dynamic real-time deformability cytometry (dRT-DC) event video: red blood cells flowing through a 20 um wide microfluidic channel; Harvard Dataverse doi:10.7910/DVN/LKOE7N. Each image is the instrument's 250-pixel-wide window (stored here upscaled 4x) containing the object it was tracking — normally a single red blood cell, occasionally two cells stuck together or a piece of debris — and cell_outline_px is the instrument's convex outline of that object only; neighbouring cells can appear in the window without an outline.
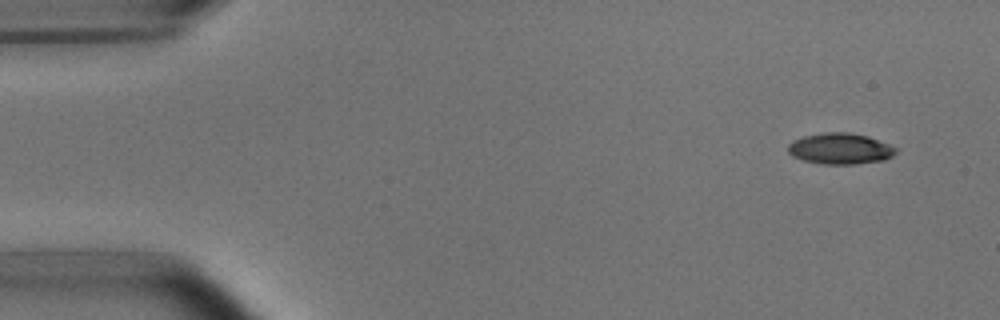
{"species": "common noctule bat (a hibernating species)", "species_latin": "Nyctalus noctula", "temperature_condition": "room temperature", "stored_images_in_passage": 7, "camera_frame_rate_fps": 3000, "um_per_image_px": 0.085, "animal": {"sex": "male", "body_mass_g": 15.6}, "frame": {"image": 1, "passage_image": 1, "time_ms": 0.0, "image_size_px": [1000, 320], "cell_outline_px": [[900, 148], [892, 156], [884, 160], [852, 164], [820, 164], [804, 160], [792, 156], [788, 152], [788, 144], [792, 140], [804, 136], [824, 132], [848, 132], [868, 136]], "centroid_in_image_um": [71.43, 12.63], "position_along_channel_um": 13.6, "area_um2": 19.65}}
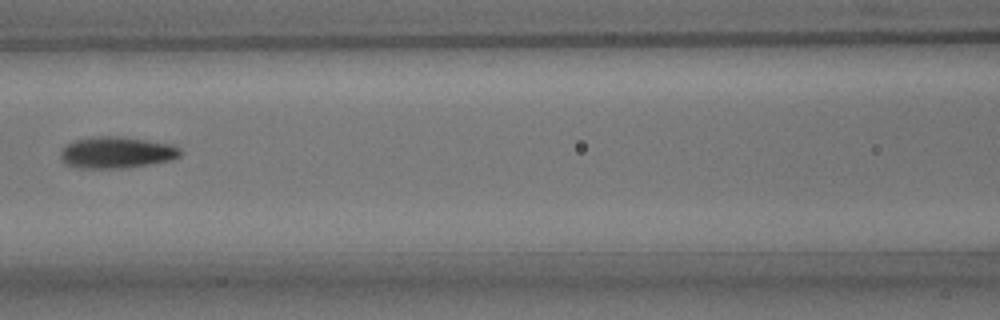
{"frame": {"image": 2, "passage_image": 6, "time_ms": 6.667, "image_size_px": [1000, 320], "cell_outline_px": [[184, 152], [180, 156], [172, 160], [128, 168], [80, 168], [64, 164], [60, 156], [60, 152], [64, 144], [76, 140], [92, 136], [116, 136], [144, 140], [168, 144], [180, 148]], "centroid_in_image_um": [9.88, 12.97], "position_along_channel_um": 156.7, "area_um2": 22.14}}
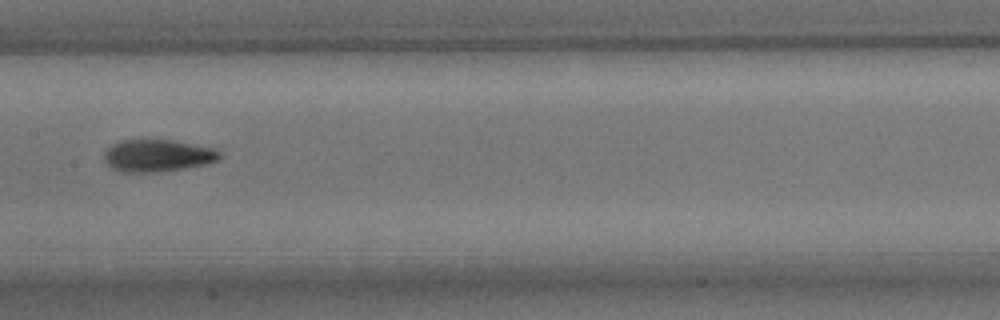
{"frame": {"image": 3, "passage_image": 7, "time_ms": 7.667, "image_size_px": [1000, 320], "cell_outline_px": [[220, 156], [216, 160], [208, 164], [184, 168], [156, 172], [120, 172], [112, 168], [104, 160], [104, 152], [112, 144], [120, 140], [172, 140], [216, 148], [220, 152]], "centroid_in_image_um": [13.38, 13.22], "position_along_channel_um": 194.0, "area_um2": 21.68}}